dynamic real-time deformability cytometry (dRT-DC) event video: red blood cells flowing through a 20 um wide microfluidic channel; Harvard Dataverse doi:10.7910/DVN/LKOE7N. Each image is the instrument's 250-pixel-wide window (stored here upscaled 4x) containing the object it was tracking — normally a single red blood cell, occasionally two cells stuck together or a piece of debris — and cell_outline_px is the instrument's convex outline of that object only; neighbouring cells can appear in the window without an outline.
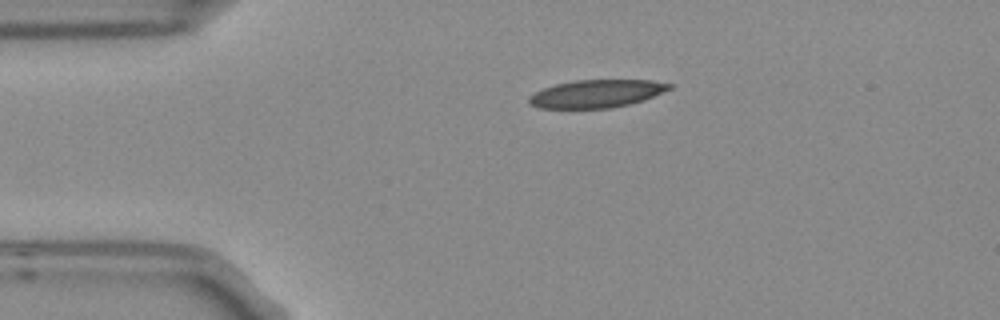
{"species": "Egyptian fruit bat (a non-hibernating species)", "species_latin": "Rousettus aegyptiacus", "temperature_condition": "room temperature", "stored_images_in_passage": 3, "camera_frame_rate_fps": 3000, "um_per_image_px": 0.085, "frame": {"image": 1, "passage_image": 1, "time_ms": 0.0, "image_size_px": [1000, 320], "cell_outline_px": [[672, 88], [644, 100], [612, 108], [536, 108], [528, 104], [528, 96], [544, 88], [556, 84], [572, 80], [652, 80], [672, 84]], "centroid_in_image_um": [50.68, 7.96], "position_along_channel_um": 34.3, "area_um2": 22.83}}
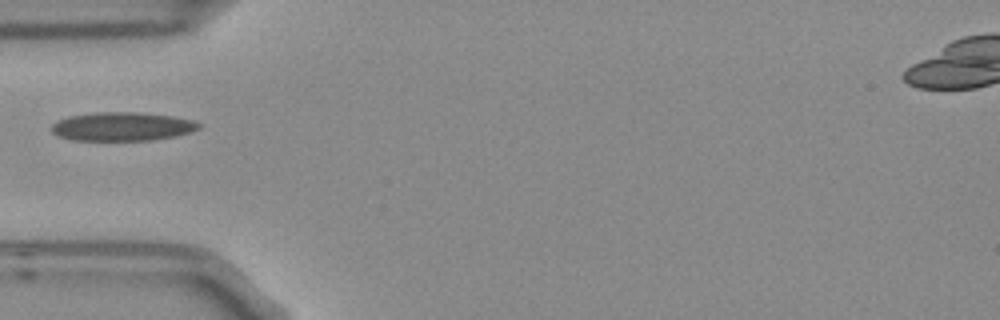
{"frame": {"image": 2, "passage_image": 3, "time_ms": 0.667, "image_size_px": [1000, 320], "cell_outline_px": [[200, 128], [176, 136], [152, 140], [72, 140], [60, 136], [52, 132], [48, 128], [56, 120], [68, 116], [92, 112], [140, 112], [172, 116], [196, 120], [200, 124]], "centroid_in_image_um": [10.35, 10.74], "position_along_channel_um": 74.6, "area_um2": 24.85}}